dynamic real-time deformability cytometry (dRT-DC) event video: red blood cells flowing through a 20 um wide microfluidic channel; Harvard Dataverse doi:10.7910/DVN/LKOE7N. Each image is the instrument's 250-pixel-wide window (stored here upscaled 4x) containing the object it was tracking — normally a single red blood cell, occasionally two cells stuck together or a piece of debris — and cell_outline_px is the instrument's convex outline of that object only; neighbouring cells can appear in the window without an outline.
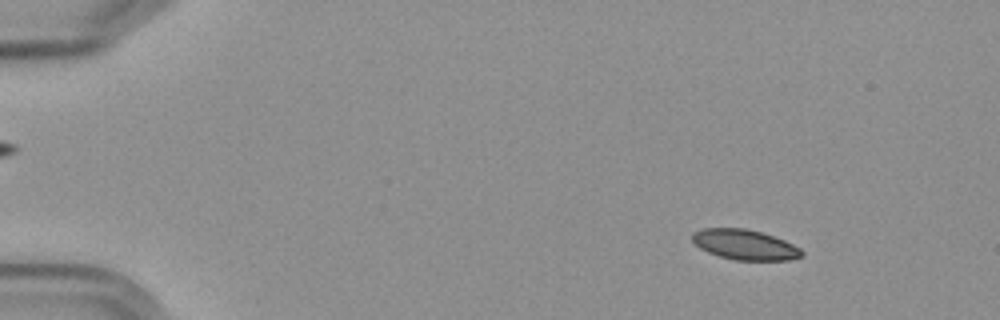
{"species": "Egyptian fruit bat (a non-hibernating species)", "species_latin": "Rousettus aegyptiacus", "temperature_condition": "cold", "stored_images_in_passage": 57, "camera_frame_rate_fps": 3000, "um_per_image_px": 0.085, "frame": {"image": 1, "passage_image": 7, "time_ms": 2.0, "image_size_px": [1000, 320], "cell_outline_px": [[804, 256], [788, 260], [736, 260], [720, 256], [708, 252], [700, 248], [692, 240], [692, 232], [700, 228], [744, 228], [760, 232], [784, 240], [800, 248], [804, 252]], "centroid_in_image_um": [63.3, 20.79], "position_along_channel_um": 21.7, "area_um2": 19.19}}
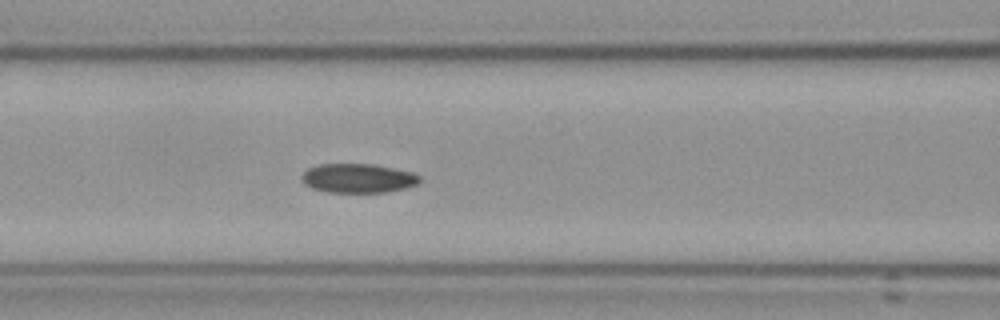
{"frame": {"image": 2, "passage_image": 25, "time_ms": 8.0, "image_size_px": [1000, 320], "cell_outline_px": [[420, 180], [416, 184], [408, 188], [388, 192], [328, 192], [312, 188], [304, 184], [300, 176], [308, 168], [320, 164], [372, 164], [412, 172], [420, 176]], "centroid_in_image_um": [30.42, 15.15], "position_along_channel_um": 136.2, "area_um2": 20.06}}
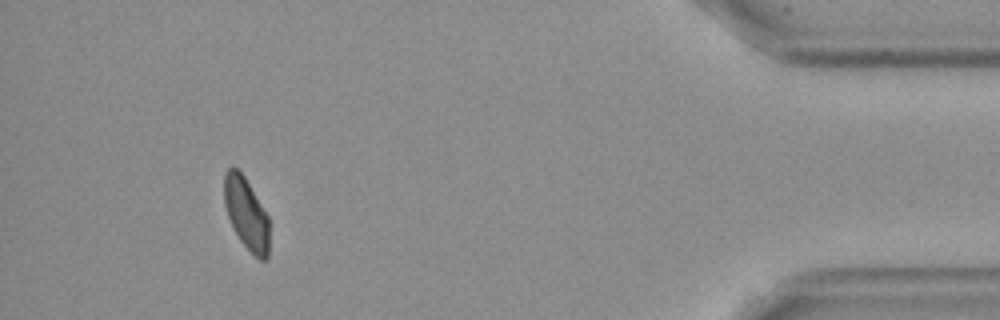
{"frame": {"image": 3, "passage_image": 53, "time_ms": 17.333, "image_size_px": [1000, 320], "cell_outline_px": [[268, 260], [260, 260], [240, 240], [228, 216], [224, 204], [224, 176], [228, 168], [236, 168], [244, 176], [268, 216]], "centroid_in_image_um": [20.93, 18.15], "position_along_channel_um": 414.3, "area_um2": 18.38}}